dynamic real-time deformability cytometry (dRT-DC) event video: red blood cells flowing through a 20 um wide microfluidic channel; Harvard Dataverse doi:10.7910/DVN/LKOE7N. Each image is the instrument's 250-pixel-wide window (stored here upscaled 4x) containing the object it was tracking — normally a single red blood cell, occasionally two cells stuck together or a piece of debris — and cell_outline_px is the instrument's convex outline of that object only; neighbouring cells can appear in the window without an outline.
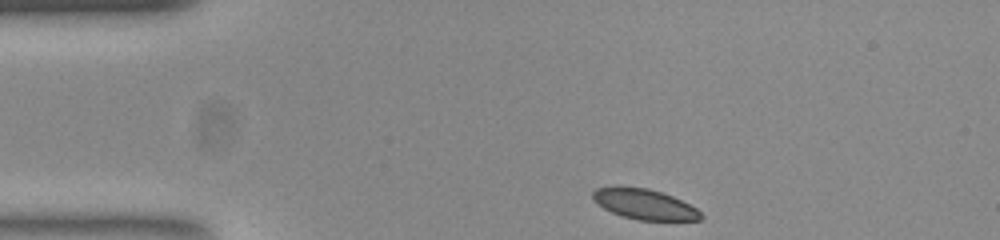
{"species": "common noctule bat (a hibernating species)", "species_latin": "Nyctalus noctula", "temperature_condition": "room temperature", "stored_images_in_passage": 37, "camera_frame_rate_fps": 3000, "um_per_image_px": 0.085, "animal": {"sex": "female", "body_mass_g": 23.0, "forearm_length_mm": 53.4}, "frame": {"image": 1, "passage_image": 1, "time_ms": 0.0, "image_size_px": [1000, 240], "cell_outline_px": [[704, 216], [700, 220], [636, 220], [612, 212], [604, 208], [592, 200], [592, 192], [596, 188], [648, 188], [672, 196], [696, 208]], "centroid_in_image_um": [54.8, 17.38], "position_along_channel_um": 30.2, "area_um2": 18.61}}
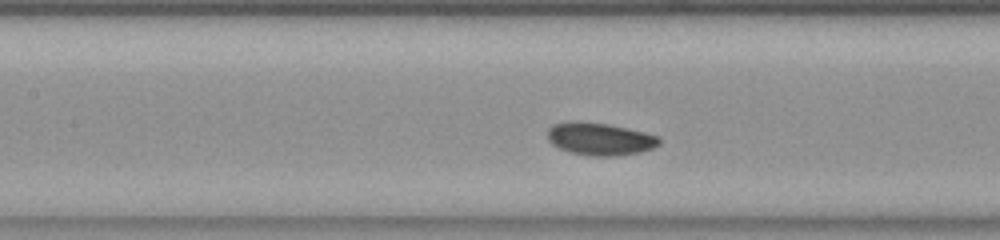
{"frame": {"image": 2, "passage_image": 15, "time_ms": 4.667, "image_size_px": [1000, 240], "cell_outline_px": [[660, 144], [652, 148], [640, 152], [612, 156], [592, 156], [572, 152], [560, 148], [552, 144], [548, 140], [548, 128], [552, 124], [568, 120], [580, 120], [608, 124], [644, 132], [660, 136]], "centroid_in_image_um": [50.97, 11.78], "position_along_channel_um": 156.4, "area_um2": 21.33}}
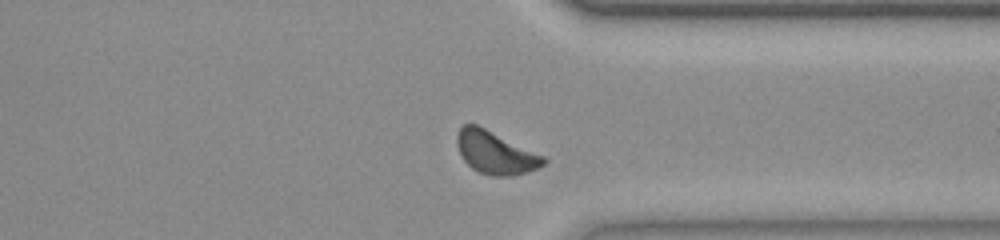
{"frame": {"image": 3, "passage_image": 32, "time_ms": 10.333, "image_size_px": [1000, 240], "cell_outline_px": [[548, 160], [544, 164], [536, 168], [512, 176], [492, 176], [480, 172], [472, 168], [464, 160], [456, 144], [456, 136], [460, 128], [464, 124], [476, 124], [544, 156]], "centroid_in_image_um": [42.09, 12.97], "position_along_channel_um": 369.3, "area_um2": 21.15}, "authors_computed_cell_mechanics": {"area_um2": 20.5768, "velocity_mm_per_s": 3.7981, "shape_relaxation_time_tau1_ms": 4.6976, "shape_relaxation_time_tau2_ms": null, "deformation_change_tau1": 0.1186, "deformation_change_tau2": null}}